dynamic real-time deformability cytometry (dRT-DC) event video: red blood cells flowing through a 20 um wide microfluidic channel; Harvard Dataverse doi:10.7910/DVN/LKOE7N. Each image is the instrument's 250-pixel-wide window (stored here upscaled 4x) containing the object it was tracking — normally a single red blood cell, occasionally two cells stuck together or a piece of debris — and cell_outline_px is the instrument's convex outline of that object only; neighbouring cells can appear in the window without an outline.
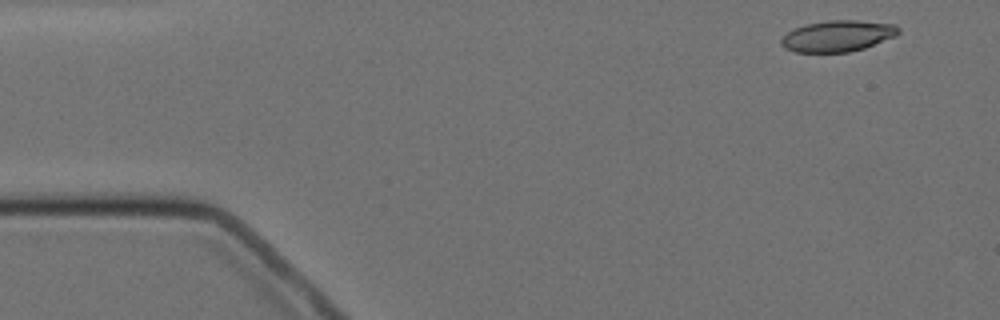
{"species": "Egyptian fruit bat (a non-hibernating species)", "species_latin": "Rousettus aegyptiacus", "temperature_condition": "cold", "stored_images_in_passage": 4, "camera_frame_rate_fps": 3000, "um_per_image_px": 0.085, "animal": {"sex": "female"}, "frame": {"image": 1, "passage_image": 1, "time_ms": 0.0, "image_size_px": [1000, 320], "cell_outline_px": [[900, 32], [896, 36], [864, 48], [848, 52], [796, 52], [784, 48], [780, 44], [780, 40], [788, 32], [804, 24], [828, 20], [856, 20], [896, 24], [900, 28]], "centroid_in_image_um": [71.22, 3.05], "position_along_channel_um": 13.8, "area_um2": 21.39}}
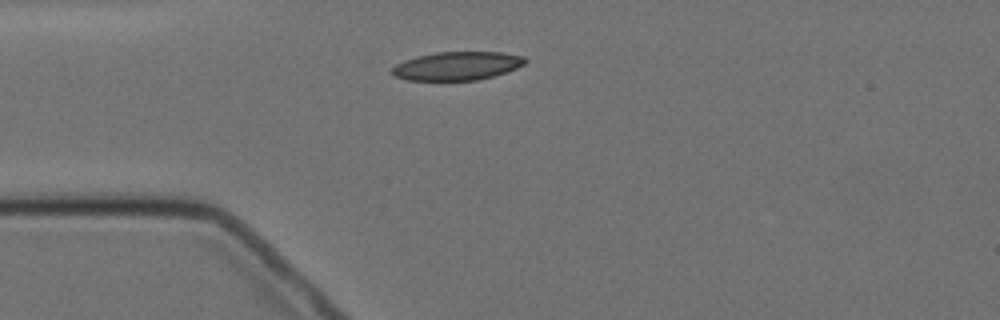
{"frame": {"image": 2, "passage_image": 4, "time_ms": 3.333, "image_size_px": [1000, 320], "cell_outline_px": [[528, 60], [524, 64], [508, 72], [476, 80], [408, 80], [396, 76], [388, 72], [396, 64], [404, 60], [436, 52], [500, 52], [524, 56]], "centroid_in_image_um": [38.86, 5.6], "position_along_channel_um": 46.1, "area_um2": 22.02}}